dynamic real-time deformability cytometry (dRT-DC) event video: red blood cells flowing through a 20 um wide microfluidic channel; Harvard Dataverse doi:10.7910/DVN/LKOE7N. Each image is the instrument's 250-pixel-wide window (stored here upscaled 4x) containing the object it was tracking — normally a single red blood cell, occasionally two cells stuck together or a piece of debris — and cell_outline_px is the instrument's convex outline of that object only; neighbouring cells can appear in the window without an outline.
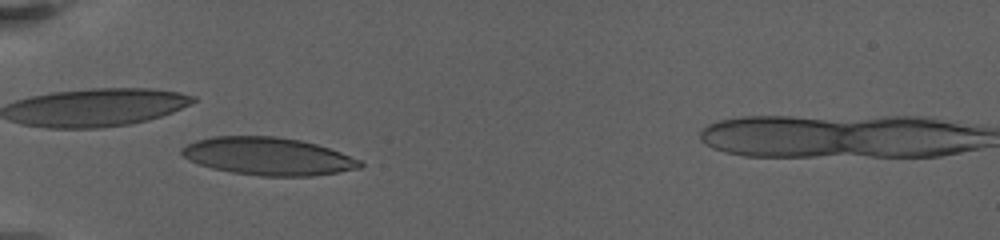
{"species": "human", "species_latin": "Homo sapiens", "temperature_condition": "warm", "stored_images_in_passage": 17, "camera_frame_rate_fps": 3000, "um_per_image_px": 0.085, "donor": {"sex": "female"}, "frame": {"image": 1, "passage_image": 15, "time_ms": 5.333, "image_size_px": [1000, 240], "cell_outline_px": [[364, 164], [360, 168], [312, 176], [260, 176], [232, 172], [212, 168], [188, 160], [180, 152], [180, 148], [196, 140], [212, 136], [276, 136], [300, 140], [316, 144], [340, 152], [360, 160]], "centroid_in_image_um": [22.76, 13.28], "position_along_channel_um": 62.2, "area_um2": 39.07}}